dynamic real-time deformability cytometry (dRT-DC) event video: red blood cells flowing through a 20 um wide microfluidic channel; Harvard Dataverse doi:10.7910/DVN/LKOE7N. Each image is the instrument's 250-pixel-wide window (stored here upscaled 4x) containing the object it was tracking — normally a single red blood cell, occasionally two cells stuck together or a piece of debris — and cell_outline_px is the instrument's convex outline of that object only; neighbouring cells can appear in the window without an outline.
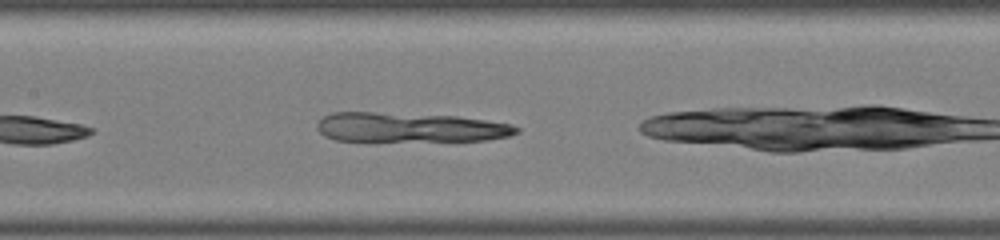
{"species": "common noctule bat (a hibernating species)", "species_latin": "Nyctalus noctula", "temperature_condition": "warm", "stored_images_in_passage": 18, "camera_frame_rate_fps": 3000, "um_per_image_px": 0.085, "animal": {"sex": "male", "body_mass_g": 19.0, "forearm_length_mm": 50.8}, "frame": {"image": 1, "passage_image": 13, "time_ms": 4.0, "image_size_px": [1000, 240], "cell_outline_px": [[520, 132], [508, 136], [488, 140], [336, 140], [324, 136], [316, 128], [316, 124], [324, 116], [332, 112], [372, 112], [456, 116], [484, 120], [508, 124], [520, 128]], "centroid_in_image_um": [34.81, 10.82], "position_along_channel_um": 172.6, "area_um2": 33.87}}